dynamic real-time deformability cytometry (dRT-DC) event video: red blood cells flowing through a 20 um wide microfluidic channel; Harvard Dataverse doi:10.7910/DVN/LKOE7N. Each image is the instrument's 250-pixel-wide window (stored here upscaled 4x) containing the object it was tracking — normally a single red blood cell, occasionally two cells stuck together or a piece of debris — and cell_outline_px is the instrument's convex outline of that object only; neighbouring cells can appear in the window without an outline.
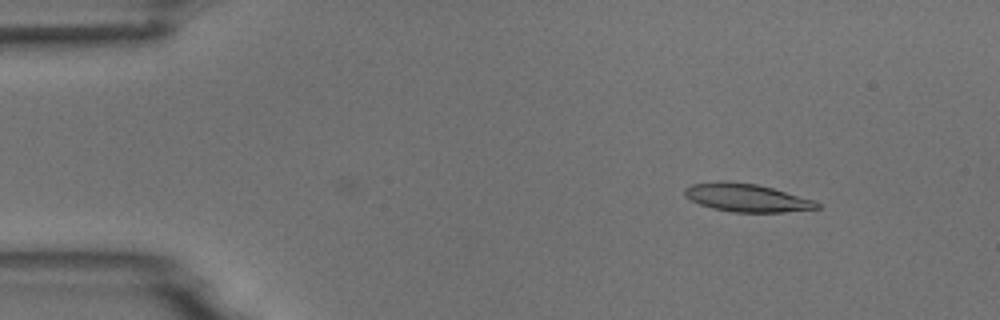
{"species": "common noctule bat (a hibernating species)", "species_latin": "Nyctalus noctula", "temperature_condition": "room temperature", "stored_images_in_passage": 6, "camera_frame_rate_fps": 3000, "um_per_image_px": 0.085, "animal": {"sex": "male", "body_mass_g": 18.8}, "frame": {"image": 1, "passage_image": 6, "time_ms": 1.667, "image_size_px": [1000, 320], "cell_outline_px": [[820, 208], [784, 212], [732, 212], [712, 208], [700, 204], [684, 196], [684, 188], [692, 184], [720, 180], [728, 180], [756, 184], [772, 188], [816, 200], [820, 204]], "centroid_in_image_um": [63.46, 16.79], "position_along_channel_um": 21.5, "area_um2": 21.79}}